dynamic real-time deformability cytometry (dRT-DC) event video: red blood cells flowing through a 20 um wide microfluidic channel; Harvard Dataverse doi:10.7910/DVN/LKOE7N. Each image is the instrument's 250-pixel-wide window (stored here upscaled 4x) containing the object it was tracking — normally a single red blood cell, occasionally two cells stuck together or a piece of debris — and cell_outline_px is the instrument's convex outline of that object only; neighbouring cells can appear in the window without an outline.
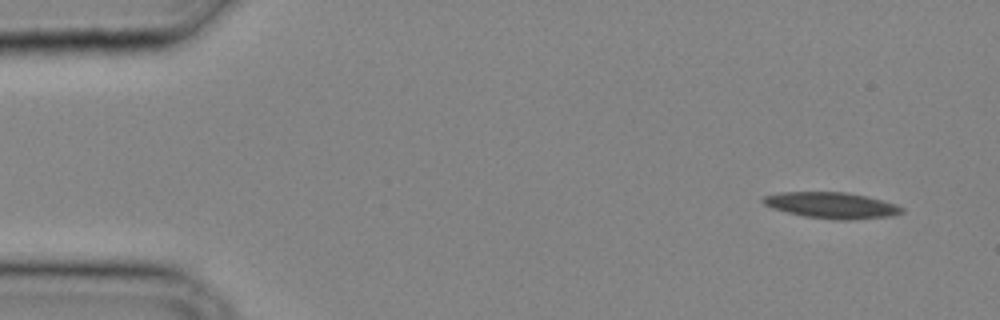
{"species": "common noctule bat (a hibernating species)", "species_latin": "Nyctalus noctula", "temperature_condition": "cold", "stored_images_in_passage": 11, "camera_frame_rate_fps": 3000, "um_per_image_px": 0.085, "animal": {"sex": "male", "body_mass_g": 20.4}, "frame": {"image": 1, "passage_image": 1, "time_ms": 0.0, "image_size_px": [1000, 320], "cell_outline_px": [[904, 212], [892, 216], [848, 220], [832, 220], [804, 216], [772, 208], [764, 204], [760, 200], [764, 196], [780, 192], [844, 192], [864, 196], [896, 204], [904, 208]], "centroid_in_image_um": [70.68, 17.46], "position_along_channel_um": 14.3, "area_um2": 21.04}}
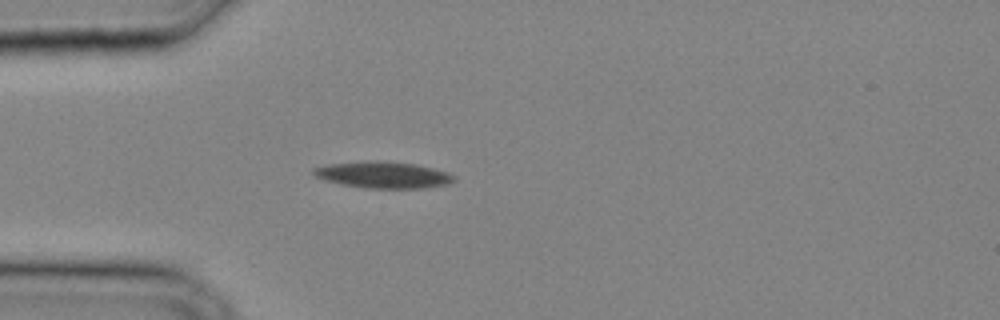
{"frame": {"image": 2, "passage_image": 8, "time_ms": 2.333, "image_size_px": [1000, 320], "cell_outline_px": [[456, 180], [448, 184], [424, 188], [364, 188], [340, 184], [324, 180], [316, 176], [312, 172], [312, 168], [324, 164], [416, 164], [448, 172], [456, 176]], "centroid_in_image_um": [32.62, 14.93], "position_along_channel_um": 52.4, "area_um2": 20.58}}
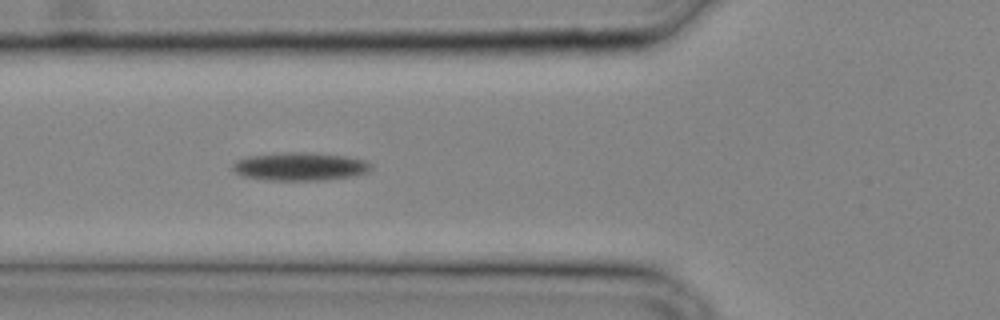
{"frame": {"image": 3, "passage_image": 11, "time_ms": 3.333, "image_size_px": [1000, 320], "cell_outline_px": [[372, 168], [368, 172], [356, 176], [324, 180], [264, 180], [240, 176], [232, 168], [232, 164], [236, 160], [248, 156], [280, 152], [308, 152], [348, 156], [364, 160], [372, 164]], "centroid_in_image_um": [25.5, 14.15], "position_along_channel_um": 100.3, "area_um2": 23.12}}